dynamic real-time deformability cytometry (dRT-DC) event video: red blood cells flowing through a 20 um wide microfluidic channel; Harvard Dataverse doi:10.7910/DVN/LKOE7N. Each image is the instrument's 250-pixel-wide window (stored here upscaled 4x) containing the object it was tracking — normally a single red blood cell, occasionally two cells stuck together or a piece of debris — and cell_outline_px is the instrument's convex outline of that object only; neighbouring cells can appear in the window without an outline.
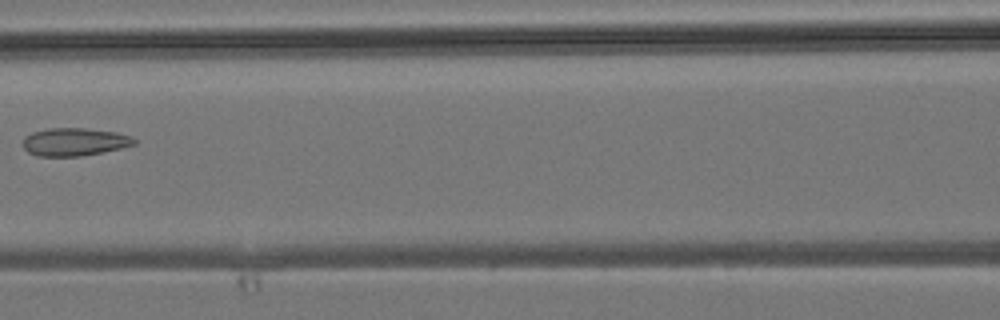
{"species": "common noctule bat (a hibernating species)", "species_latin": "Nyctalus noctula", "temperature_condition": "room temperature", "stored_images_in_passage": 6, "camera_frame_rate_fps": 3000, "um_per_image_px": 0.085, "animal": {"sex": "male", "body_mass_g": 19.2, "forearm_length_mm": 51.8}, "frame": {"image": 1, "passage_image": 6, "time_ms": 6.0, "image_size_px": [1000, 320], "cell_outline_px": [[136, 144], [120, 148], [80, 156], [36, 156], [28, 152], [24, 148], [24, 136], [32, 132], [48, 128], [84, 128], [116, 132], [132, 136], [136, 140]], "centroid_in_image_um": [6.32, 12.05], "position_along_channel_um": 160.3, "area_um2": 18.03}}